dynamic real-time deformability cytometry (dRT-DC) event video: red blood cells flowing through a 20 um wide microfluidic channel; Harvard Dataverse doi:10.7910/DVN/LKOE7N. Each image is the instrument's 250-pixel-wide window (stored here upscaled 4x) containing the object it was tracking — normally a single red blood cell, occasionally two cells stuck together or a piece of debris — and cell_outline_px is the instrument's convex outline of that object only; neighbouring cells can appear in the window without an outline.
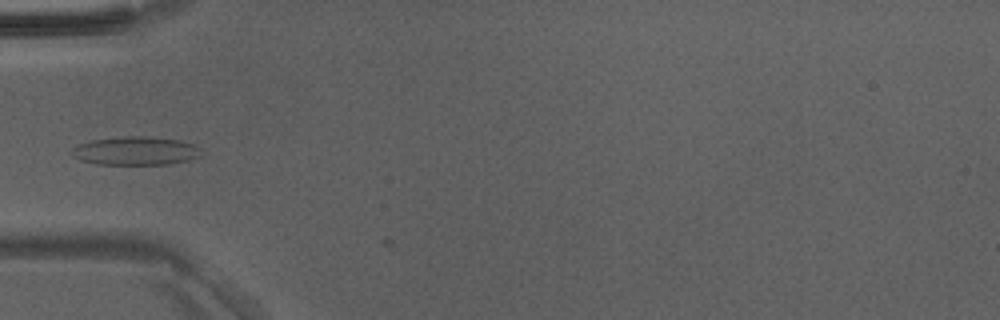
{"species": "Egyptian fruit bat (a non-hibernating species)", "species_latin": "Rousettus aegyptiacus", "temperature_condition": "room temperature", "stored_images_in_passage": 3, "camera_frame_rate_fps": 3000, "um_per_image_px": 0.085, "animal": {"sex": "male"}, "frame": {"image": 1, "passage_image": 1, "time_ms": 0.0, "image_size_px": [1000, 320], "cell_outline_px": [[200, 156], [188, 160], [168, 164], [96, 164], [80, 160], [72, 156], [68, 152], [76, 144], [92, 140], [124, 136], [148, 136], [180, 140], [192, 144], [200, 148]], "centroid_in_image_um": [11.46, 12.82], "position_along_channel_um": 73.5, "area_um2": 21.62}}